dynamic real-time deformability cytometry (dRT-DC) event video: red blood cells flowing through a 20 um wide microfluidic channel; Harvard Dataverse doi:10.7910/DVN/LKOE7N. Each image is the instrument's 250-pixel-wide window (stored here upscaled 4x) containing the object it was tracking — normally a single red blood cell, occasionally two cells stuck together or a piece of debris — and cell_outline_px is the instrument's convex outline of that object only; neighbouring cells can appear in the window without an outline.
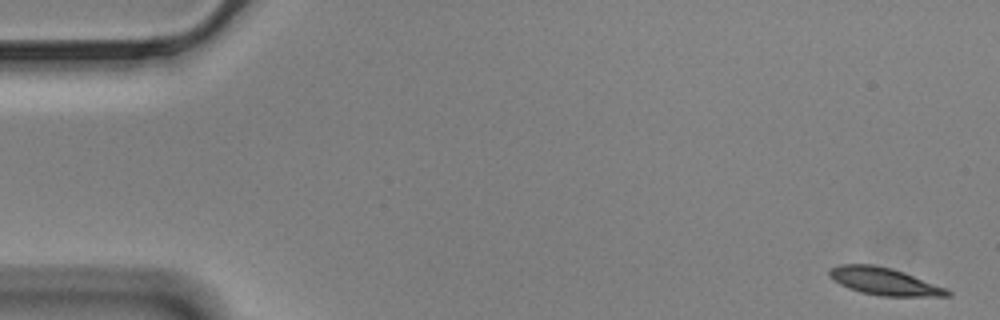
{"species": "Egyptian fruit bat (a non-hibernating species)", "species_latin": "Rousettus aegyptiacus", "temperature_condition": "cold", "stored_images_in_passage": 57, "segment_of_instrument_passage": [1, 2], "camera_frame_rate_fps": 3000, "um_per_image_px": 0.085, "animal": {"sex": "male"}, "frame": {"image": 1, "passage_image": 1, "time_ms": 0.0, "image_size_px": [1000, 320], "cell_outline_px": [[952, 296], [880, 296], [860, 292], [848, 288], [840, 284], [828, 276], [828, 272], [832, 268], [840, 264], [872, 264], [892, 268], [904, 272], [948, 288], [952, 292]], "centroid_in_image_um": [75.19, 23.92], "position_along_channel_um": 9.8, "area_um2": 18.96}}
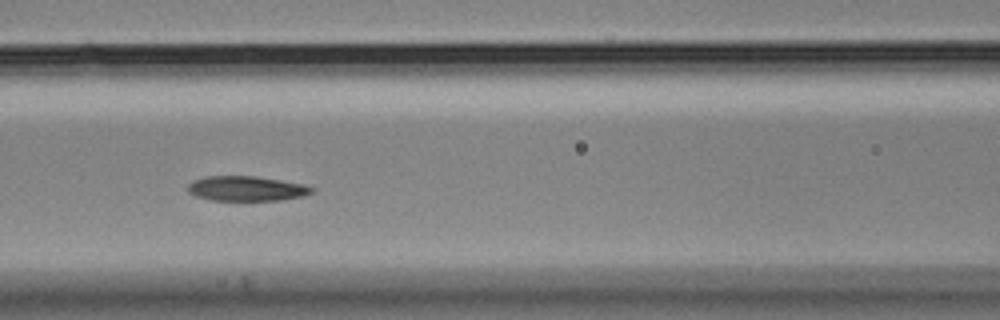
{"frame": {"image": 2, "passage_image": 24, "time_ms": 7.667, "image_size_px": [1000, 320], "cell_outline_px": [[316, 188], [312, 192], [304, 196], [284, 200], [212, 200], [196, 196], [188, 192], [188, 184], [192, 180], [204, 176], [256, 176], [304, 184]], "centroid_in_image_um": [20.96, 16.02], "position_along_channel_um": 145.6, "area_um2": 18.09}}
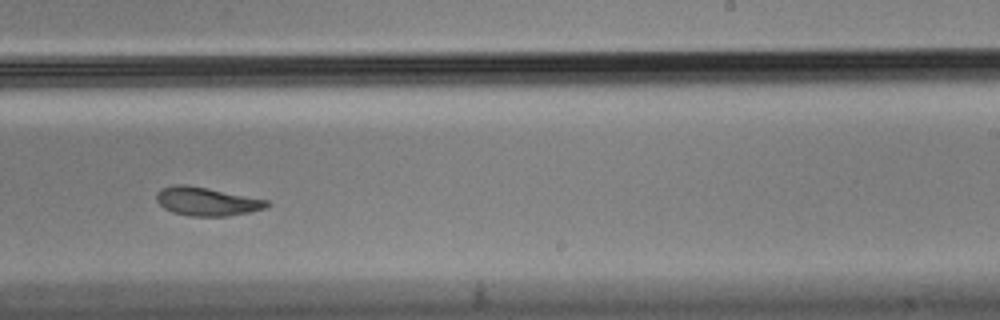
{"frame": {"image": 3, "passage_image": 35, "time_ms": 11.333, "image_size_px": [1000, 320], "cell_outline_px": [[272, 204], [264, 208], [248, 212], [224, 216], [188, 216], [172, 212], [164, 208], [156, 200], [156, 192], [160, 188], [172, 184], [184, 184], [208, 188], [268, 200]], "centroid_in_image_um": [17.53, 17.11], "position_along_channel_um": 271.5, "area_um2": 18.38}}